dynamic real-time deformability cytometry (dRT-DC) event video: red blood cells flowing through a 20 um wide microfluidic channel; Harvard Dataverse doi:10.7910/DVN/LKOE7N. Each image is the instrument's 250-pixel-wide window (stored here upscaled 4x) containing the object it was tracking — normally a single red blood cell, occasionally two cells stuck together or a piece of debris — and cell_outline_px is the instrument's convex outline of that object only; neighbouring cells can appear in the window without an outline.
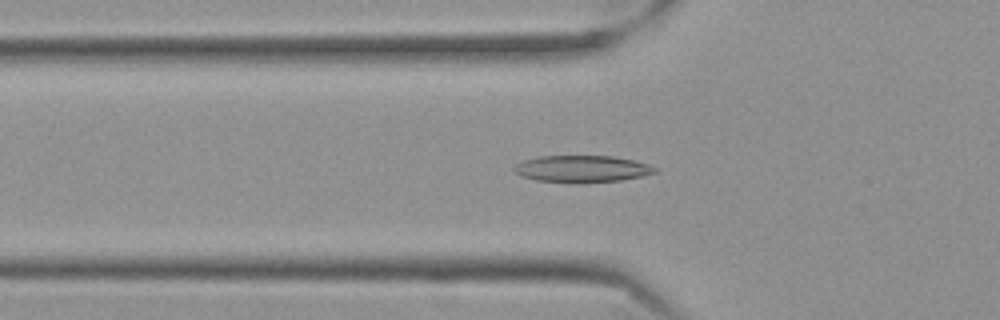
{"species": "Egyptian fruit bat (a non-hibernating species)", "species_latin": "Rousettus aegyptiacus", "temperature_condition": "cold", "stored_images_in_passage": 53, "camera_frame_rate_fps": 3000, "um_per_image_px": 0.085, "frame": {"image": 1, "passage_image": 19, "time_ms": 6.0, "image_size_px": [1000, 320], "cell_outline_px": [[656, 172], [640, 176], [620, 180], [584, 184], [572, 184], [536, 180], [520, 176], [512, 168], [516, 164], [524, 160], [540, 156], [616, 156], [648, 164], [656, 168]], "centroid_in_image_um": [49.43, 14.37], "position_along_channel_um": 76.4, "area_um2": 22.31}}
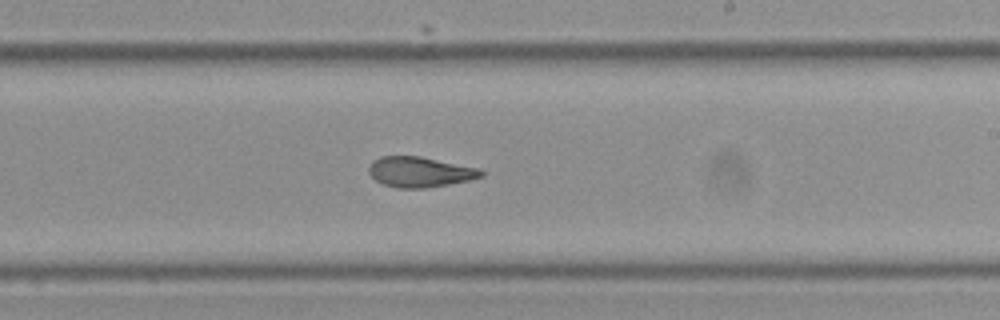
{"frame": {"image": 2, "passage_image": 34, "time_ms": 11.0, "image_size_px": [1000, 320], "cell_outline_px": [[484, 176], [468, 180], [448, 184], [424, 188], [396, 188], [384, 184], [376, 180], [368, 172], [368, 168], [372, 160], [380, 156], [420, 156], [480, 168], [484, 172]], "centroid_in_image_um": [35.68, 14.61], "position_along_channel_um": 253.3, "area_um2": 19.88}}
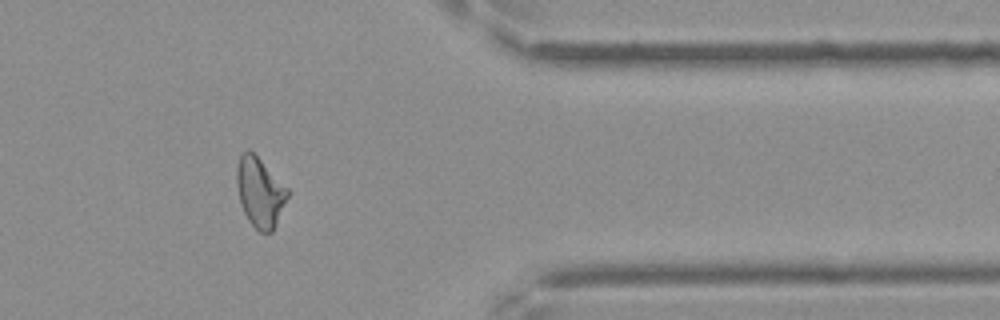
{"frame": {"image": 3, "passage_image": 47, "time_ms": 15.333, "image_size_px": [1000, 320], "cell_outline_px": [[288, 196], [276, 224], [272, 232], [260, 232], [248, 220], [240, 204], [236, 184], [236, 168], [240, 156], [248, 148], [288, 188]], "centroid_in_image_um": [22.07, 16.35], "position_along_channel_um": 389.3, "area_um2": 20.35}, "authors_computed_cell_mechanics": {"area_um2": 20.7502, "velocity_mm_per_s": 3.518, "shape_relaxation_time_tau1_ms": null, "shape_relaxation_time_tau2_ms": 2.7509, "deformation_change_tau1": null, "deformation_change_tau2": 0.0972}}